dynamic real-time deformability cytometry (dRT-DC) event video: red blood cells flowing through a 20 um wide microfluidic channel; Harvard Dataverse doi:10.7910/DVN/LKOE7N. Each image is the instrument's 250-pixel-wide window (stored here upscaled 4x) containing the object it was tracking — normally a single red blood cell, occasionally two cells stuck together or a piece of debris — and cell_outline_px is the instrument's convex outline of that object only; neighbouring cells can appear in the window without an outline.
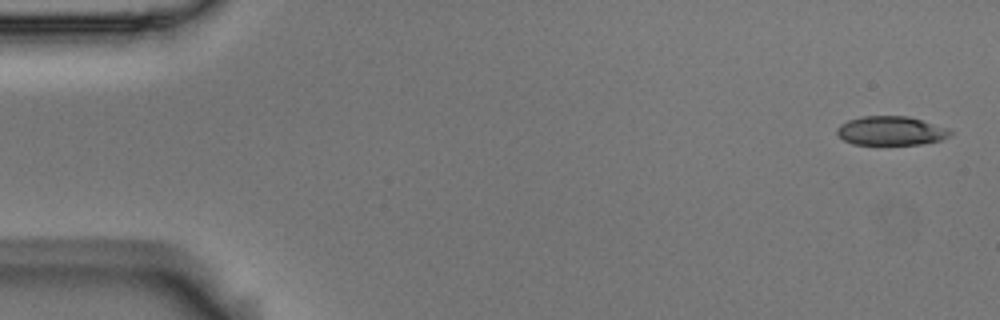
{"species": "Egyptian fruit bat (a non-hibernating species)", "species_latin": "Rousettus aegyptiacus", "temperature_condition": "room temperature", "stored_images_in_passage": 5, "segment_of_instrument_passage": [1, 2], "camera_frame_rate_fps": 3000, "um_per_image_px": 0.085, "animal": {"sex": "male"}, "frame": {"image": 1, "passage_image": 1, "time_ms": 0.0, "image_size_px": [1000, 320], "cell_outline_px": [[952, 132], [948, 136], [940, 140], [920, 144], [852, 144], [844, 140], [836, 132], [836, 128], [840, 124], [848, 120], [864, 116], [908, 116], [948, 128]], "centroid_in_image_um": [75.7, 11.11], "position_along_channel_um": 9.3, "area_um2": 18.96}}